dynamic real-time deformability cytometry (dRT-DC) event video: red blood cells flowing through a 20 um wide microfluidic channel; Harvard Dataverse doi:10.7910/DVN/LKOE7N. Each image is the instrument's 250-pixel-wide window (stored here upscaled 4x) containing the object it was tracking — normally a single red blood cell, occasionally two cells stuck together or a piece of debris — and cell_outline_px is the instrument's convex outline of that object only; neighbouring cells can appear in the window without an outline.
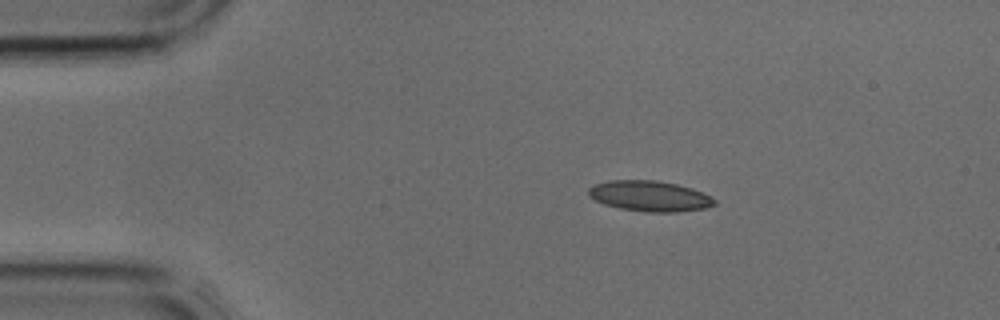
{"species": "common noctule bat (a hibernating species)", "species_latin": "Nyctalus noctula", "temperature_condition": "cold", "stored_images_in_passage": 2, "camera_frame_rate_fps": 3000, "um_per_image_px": 0.085, "animal": {"sex": "male", "body_mass_g": 17.9, "forearm_length_mm": 54.2}, "frame": {"image": 1, "passage_image": 1, "time_ms": 0.0, "image_size_px": [1000, 320], "cell_outline_px": [[716, 204], [704, 208], [676, 212], [644, 212], [620, 208], [604, 204], [588, 196], [588, 188], [596, 184], [608, 180], [656, 180], [676, 184], [692, 188], [704, 192], [712, 196], [716, 200]], "centroid_in_image_um": [55.24, 16.66], "position_along_channel_um": 29.8, "area_um2": 22.54}}